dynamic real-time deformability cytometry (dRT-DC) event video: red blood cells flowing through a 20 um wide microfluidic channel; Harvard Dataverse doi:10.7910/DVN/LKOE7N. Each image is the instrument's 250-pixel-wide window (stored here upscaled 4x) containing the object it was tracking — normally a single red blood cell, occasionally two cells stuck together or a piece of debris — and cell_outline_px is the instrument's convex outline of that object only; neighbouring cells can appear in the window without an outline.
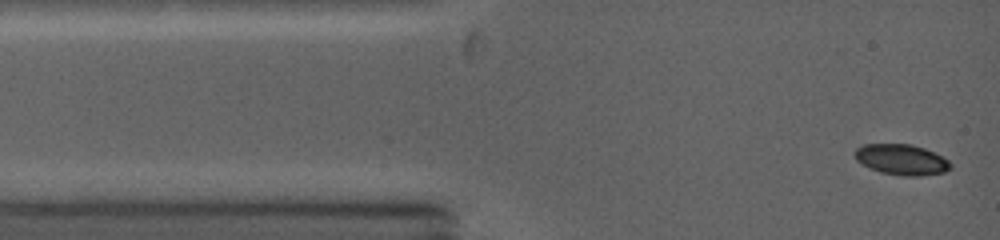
{"species": "common noctule bat (a hibernating species)", "species_latin": "Nyctalus noctula", "temperature_condition": "warm", "stored_images_in_passage": 19, "camera_frame_rate_fps": 5000, "um_per_image_px": 0.085, "animal": {"sex": "female", "body_mass_g": 19.0, "forearm_length_mm": 53.3}, "frame": {"image": 1, "passage_image": 1, "time_ms": 0.0, "image_size_px": [1000, 240], "cell_outline_px": [[952, 168], [944, 172], [920, 176], [904, 176], [880, 172], [868, 168], [856, 160], [852, 152], [856, 148], [864, 144], [912, 144], [924, 148], [948, 160], [952, 164]], "centroid_in_image_um": [76.59, 13.57], "position_along_channel_um": 8.4, "area_um2": 17.22}}
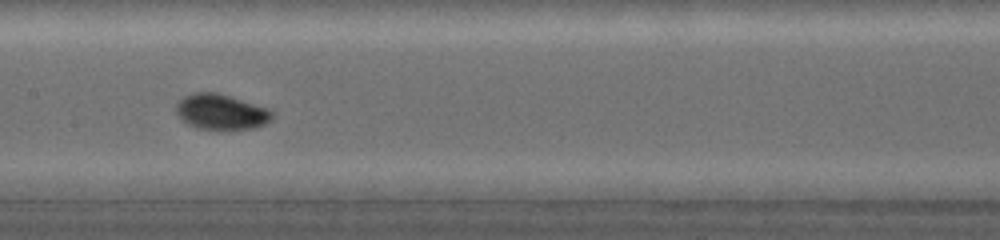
{"frame": {"image": 2, "passage_image": 9, "time_ms": 5.4, "image_size_px": [1000, 240], "cell_outline_px": [[272, 120], [256, 128], [196, 128], [188, 124], [176, 112], [176, 104], [184, 96], [200, 92], [212, 92], [228, 96], [268, 108], [272, 112]], "centroid_in_image_um": [18.8, 9.5], "position_along_channel_um": 188.6, "area_um2": 19.19}}
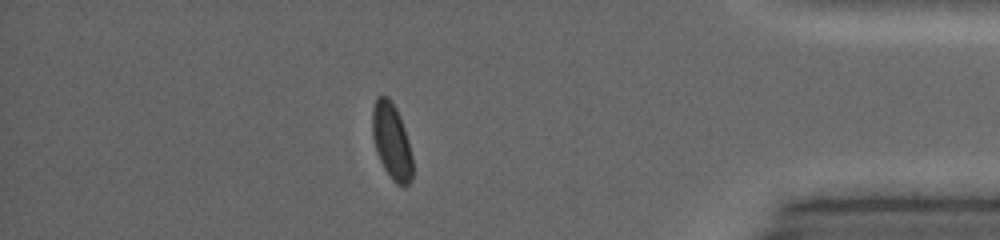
{"frame": {"image": 3, "passage_image": 15, "time_ms": 11.2, "image_size_px": [1000, 240], "cell_outline_px": [[412, 180], [404, 188], [396, 184], [392, 180], [384, 168], [380, 160], [372, 136], [372, 108], [376, 96], [388, 96], [396, 108], [400, 116], [408, 140], [412, 156]], "centroid_in_image_um": [33.29, 12.01], "position_along_channel_um": 401.9, "area_um2": 17.92}, "authors_computed_cell_mechanics": {"area_um2": 18.207, "velocity_mm_per_s": 4.312, "shape_relaxation_time_tau1_ms": 4.5395, "shape_relaxation_time_tau2_ms": null, "deformation_change_tau1": 0.0924, "deformation_change_tau2": null}}